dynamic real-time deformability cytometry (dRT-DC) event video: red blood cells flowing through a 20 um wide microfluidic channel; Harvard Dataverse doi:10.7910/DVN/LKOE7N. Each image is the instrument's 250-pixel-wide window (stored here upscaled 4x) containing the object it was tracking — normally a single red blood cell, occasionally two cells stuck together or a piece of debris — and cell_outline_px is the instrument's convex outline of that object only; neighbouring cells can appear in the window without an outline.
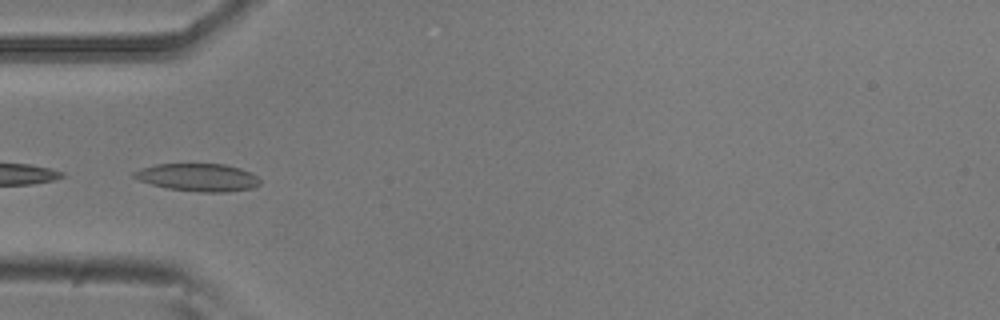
{"species": "common noctule bat (a hibernating species)", "species_latin": "Nyctalus noctula", "temperature_condition": "room temperature", "stored_images_in_passage": 15, "camera_frame_rate_fps": 3000, "um_per_image_px": 0.085, "animal": {"sex": "male", "body_mass_g": 20.5, "forearm_length_mm": 52.5}, "frame": {"image": 1, "passage_image": 9, "time_ms": 2.667, "image_size_px": [1000, 320], "cell_outline_px": [[260, 184], [252, 188], [224, 192], [200, 192], [168, 188], [152, 184], [140, 180], [132, 176], [132, 172], [140, 168], [156, 164], [224, 164], [240, 168], [252, 172], [260, 180]], "centroid_in_image_um": [16.83, 15.07], "position_along_channel_um": 68.2, "area_um2": 20.29}}